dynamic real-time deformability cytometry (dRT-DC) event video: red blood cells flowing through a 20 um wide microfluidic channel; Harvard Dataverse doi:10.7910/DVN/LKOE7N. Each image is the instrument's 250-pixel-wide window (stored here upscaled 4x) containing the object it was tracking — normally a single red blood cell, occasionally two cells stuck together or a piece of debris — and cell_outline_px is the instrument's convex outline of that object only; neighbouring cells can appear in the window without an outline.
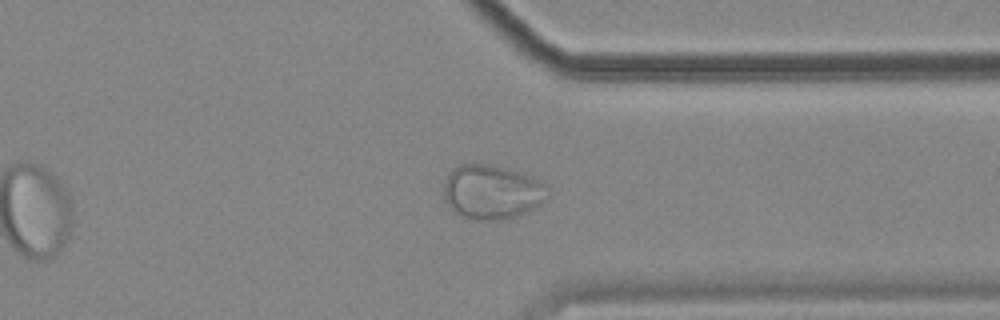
{"species": "common noctule bat (a hibernating species)", "species_latin": "Nyctalus noctula", "temperature_condition": "cold", "stored_images_in_passage": 40, "camera_frame_rate_fps": 3000, "um_per_image_px": 0.085, "animal": {"sex": "female", "body_mass_g": 18.4}, "frame": {"image": 1, "passage_image": 34, "time_ms": 11.0, "image_size_px": [1000, 320], "cell_outline_px": [[548, 188], [540, 200], [532, 208], [524, 212], [504, 220], [476, 220], [452, 212], [444, 200], [444, 180], [452, 168], [460, 164], [488, 164], [504, 168], [532, 176], [544, 184]], "centroid_in_image_um": [41.7, 16.31], "position_along_channel_um": 369.7, "area_um2": 32.43}}
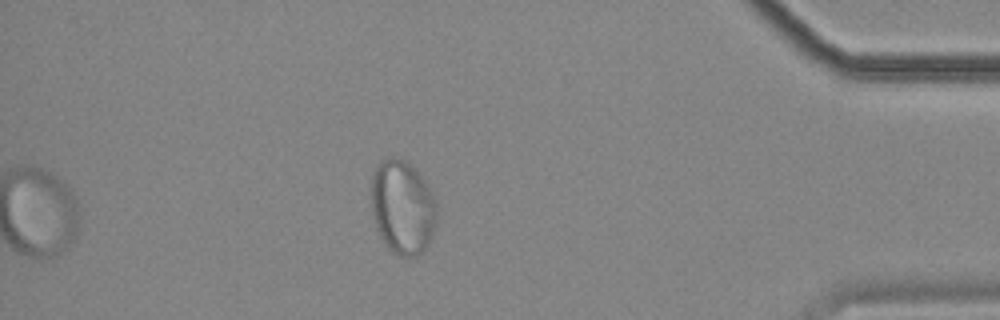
{"frame": {"image": 2, "passage_image": 40, "time_ms": 13.0, "image_size_px": [1000, 320], "cell_outline_px": [[436, 224], [432, 236], [428, 244], [416, 256], [400, 256], [392, 252], [388, 248], [380, 236], [376, 228], [372, 212], [372, 172], [376, 164], [380, 160], [388, 156], [392, 156], [404, 160], [416, 168], [432, 192], [436, 204]], "centroid_in_image_um": [34.2, 17.58], "position_along_channel_um": 401.0, "area_um2": 36.18}}